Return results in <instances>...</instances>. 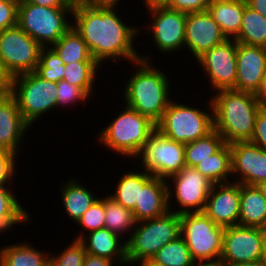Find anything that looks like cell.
I'll return each instance as SVG.
<instances>
[{"label":"cell","mask_w":266,"mask_h":266,"mask_svg":"<svg viewBox=\"0 0 266 266\" xmlns=\"http://www.w3.org/2000/svg\"><path fill=\"white\" fill-rule=\"evenodd\" d=\"M117 8L90 4L73 7L72 26L86 42L92 58L101 67L110 60H114L112 62L116 65L118 59L129 63L140 59V51L135 49L137 47L134 42L141 27L126 23Z\"/></svg>","instance_id":"6da1fadb"},{"label":"cell","mask_w":266,"mask_h":266,"mask_svg":"<svg viewBox=\"0 0 266 266\" xmlns=\"http://www.w3.org/2000/svg\"><path fill=\"white\" fill-rule=\"evenodd\" d=\"M149 54L141 52L140 59L132 62V68H136V71L133 70L132 75L128 76L129 79L126 77L122 91L123 103L157 124L172 100L170 94H173V90L171 77L159 66L157 68L153 65Z\"/></svg>","instance_id":"7a4b0ae2"},{"label":"cell","mask_w":266,"mask_h":266,"mask_svg":"<svg viewBox=\"0 0 266 266\" xmlns=\"http://www.w3.org/2000/svg\"><path fill=\"white\" fill-rule=\"evenodd\" d=\"M208 99L213 108V129L225 143L251 140L260 109L254 93L223 89L212 93Z\"/></svg>","instance_id":"3957f363"},{"label":"cell","mask_w":266,"mask_h":266,"mask_svg":"<svg viewBox=\"0 0 266 266\" xmlns=\"http://www.w3.org/2000/svg\"><path fill=\"white\" fill-rule=\"evenodd\" d=\"M123 109L116 114L105 128L100 129L95 138L100 146L110 149L120 157L135 159L150 135L156 130V124L148 117L123 105ZM102 144V145H101Z\"/></svg>","instance_id":"277c9868"},{"label":"cell","mask_w":266,"mask_h":266,"mask_svg":"<svg viewBox=\"0 0 266 266\" xmlns=\"http://www.w3.org/2000/svg\"><path fill=\"white\" fill-rule=\"evenodd\" d=\"M181 236L180 214H166L138 221L127 245L128 266L150 260L166 244Z\"/></svg>","instance_id":"5b68a950"},{"label":"cell","mask_w":266,"mask_h":266,"mask_svg":"<svg viewBox=\"0 0 266 266\" xmlns=\"http://www.w3.org/2000/svg\"><path fill=\"white\" fill-rule=\"evenodd\" d=\"M172 99L163 113L161 120L156 124L163 136L183 144L195 141L206 136L213 130V108L208 101L207 110L173 101ZM202 109V110H201Z\"/></svg>","instance_id":"8992f818"},{"label":"cell","mask_w":266,"mask_h":266,"mask_svg":"<svg viewBox=\"0 0 266 266\" xmlns=\"http://www.w3.org/2000/svg\"><path fill=\"white\" fill-rule=\"evenodd\" d=\"M72 12L73 7L19 3L17 25L42 47H51L72 26Z\"/></svg>","instance_id":"52a82bcc"},{"label":"cell","mask_w":266,"mask_h":266,"mask_svg":"<svg viewBox=\"0 0 266 266\" xmlns=\"http://www.w3.org/2000/svg\"><path fill=\"white\" fill-rule=\"evenodd\" d=\"M11 95L31 127L46 113L57 109V83L43 79L35 71L14 76Z\"/></svg>","instance_id":"ba28073f"},{"label":"cell","mask_w":266,"mask_h":266,"mask_svg":"<svg viewBox=\"0 0 266 266\" xmlns=\"http://www.w3.org/2000/svg\"><path fill=\"white\" fill-rule=\"evenodd\" d=\"M181 236L193 260L221 258L225 227L215 224L204 212L180 214Z\"/></svg>","instance_id":"9c48e42d"},{"label":"cell","mask_w":266,"mask_h":266,"mask_svg":"<svg viewBox=\"0 0 266 266\" xmlns=\"http://www.w3.org/2000/svg\"><path fill=\"white\" fill-rule=\"evenodd\" d=\"M166 181L168 182L169 211L177 214L204 211L213 183L195 167L185 166L179 173L169 177ZM172 201L174 203L176 201L177 207L173 205Z\"/></svg>","instance_id":"30bf717a"},{"label":"cell","mask_w":266,"mask_h":266,"mask_svg":"<svg viewBox=\"0 0 266 266\" xmlns=\"http://www.w3.org/2000/svg\"><path fill=\"white\" fill-rule=\"evenodd\" d=\"M135 160L152 176L167 180L179 173L185 165V144L163 136L155 130Z\"/></svg>","instance_id":"8fae6325"},{"label":"cell","mask_w":266,"mask_h":266,"mask_svg":"<svg viewBox=\"0 0 266 266\" xmlns=\"http://www.w3.org/2000/svg\"><path fill=\"white\" fill-rule=\"evenodd\" d=\"M41 49L18 25L0 32V61L12 77L34 72Z\"/></svg>","instance_id":"7c38bea8"},{"label":"cell","mask_w":266,"mask_h":266,"mask_svg":"<svg viewBox=\"0 0 266 266\" xmlns=\"http://www.w3.org/2000/svg\"><path fill=\"white\" fill-rule=\"evenodd\" d=\"M149 12L150 20L145 27L139 29L148 30L153 39V46L161 52L159 54H169L183 50L185 45V25L187 14L169 9L167 6L155 7L146 10ZM150 23V24H149Z\"/></svg>","instance_id":"4fadbf2b"},{"label":"cell","mask_w":266,"mask_h":266,"mask_svg":"<svg viewBox=\"0 0 266 266\" xmlns=\"http://www.w3.org/2000/svg\"><path fill=\"white\" fill-rule=\"evenodd\" d=\"M237 42L227 39L224 43L214 46L201 55L197 63L201 71L208 78L211 93L233 89L237 80Z\"/></svg>","instance_id":"5bb4252c"},{"label":"cell","mask_w":266,"mask_h":266,"mask_svg":"<svg viewBox=\"0 0 266 266\" xmlns=\"http://www.w3.org/2000/svg\"><path fill=\"white\" fill-rule=\"evenodd\" d=\"M263 229L240 225L225 227L221 260L226 266L262 260Z\"/></svg>","instance_id":"9a60e30c"},{"label":"cell","mask_w":266,"mask_h":266,"mask_svg":"<svg viewBox=\"0 0 266 266\" xmlns=\"http://www.w3.org/2000/svg\"><path fill=\"white\" fill-rule=\"evenodd\" d=\"M230 148L233 182L256 186L266 181L265 150L250 141L232 143Z\"/></svg>","instance_id":"2e32d148"},{"label":"cell","mask_w":266,"mask_h":266,"mask_svg":"<svg viewBox=\"0 0 266 266\" xmlns=\"http://www.w3.org/2000/svg\"><path fill=\"white\" fill-rule=\"evenodd\" d=\"M226 40V36L208 10L187 14L184 51L187 50L192 59L196 61L206 51Z\"/></svg>","instance_id":"e0dca14e"},{"label":"cell","mask_w":266,"mask_h":266,"mask_svg":"<svg viewBox=\"0 0 266 266\" xmlns=\"http://www.w3.org/2000/svg\"><path fill=\"white\" fill-rule=\"evenodd\" d=\"M222 227L238 225L240 213V183L213 184L203 211Z\"/></svg>","instance_id":"ac0fdd59"},{"label":"cell","mask_w":266,"mask_h":266,"mask_svg":"<svg viewBox=\"0 0 266 266\" xmlns=\"http://www.w3.org/2000/svg\"><path fill=\"white\" fill-rule=\"evenodd\" d=\"M237 80L234 90L254 93L266 75V47L237 42Z\"/></svg>","instance_id":"d6986e66"},{"label":"cell","mask_w":266,"mask_h":266,"mask_svg":"<svg viewBox=\"0 0 266 266\" xmlns=\"http://www.w3.org/2000/svg\"><path fill=\"white\" fill-rule=\"evenodd\" d=\"M30 128L20 113L14 97L10 94L0 98V149L18 157L20 146L24 142L23 137L27 136Z\"/></svg>","instance_id":"ffe728a7"},{"label":"cell","mask_w":266,"mask_h":266,"mask_svg":"<svg viewBox=\"0 0 266 266\" xmlns=\"http://www.w3.org/2000/svg\"><path fill=\"white\" fill-rule=\"evenodd\" d=\"M80 241L87 254L112 260L119 266H128L126 241L108 228L91 231Z\"/></svg>","instance_id":"44dd1931"},{"label":"cell","mask_w":266,"mask_h":266,"mask_svg":"<svg viewBox=\"0 0 266 266\" xmlns=\"http://www.w3.org/2000/svg\"><path fill=\"white\" fill-rule=\"evenodd\" d=\"M169 211L167 181L153 176L140 189L139 204L132 210L136 221L160 217Z\"/></svg>","instance_id":"7402d4cb"},{"label":"cell","mask_w":266,"mask_h":266,"mask_svg":"<svg viewBox=\"0 0 266 266\" xmlns=\"http://www.w3.org/2000/svg\"><path fill=\"white\" fill-rule=\"evenodd\" d=\"M71 178L63 182L64 184H60L59 192L64 213H67L69 220H72L75 224L98 197L97 195L95 196L93 191L88 190L89 188H86V185L81 183V180H76L75 177Z\"/></svg>","instance_id":"603a6c76"},{"label":"cell","mask_w":266,"mask_h":266,"mask_svg":"<svg viewBox=\"0 0 266 266\" xmlns=\"http://www.w3.org/2000/svg\"><path fill=\"white\" fill-rule=\"evenodd\" d=\"M238 225L266 227V198L257 186L240 184V213Z\"/></svg>","instance_id":"cb8c5ba5"},{"label":"cell","mask_w":266,"mask_h":266,"mask_svg":"<svg viewBox=\"0 0 266 266\" xmlns=\"http://www.w3.org/2000/svg\"><path fill=\"white\" fill-rule=\"evenodd\" d=\"M11 185L13 184L0 185V235L16 229V225L25 226L24 224L32 221L30 211L21 205L20 198L15 195L14 185L13 188Z\"/></svg>","instance_id":"d4e9b609"},{"label":"cell","mask_w":266,"mask_h":266,"mask_svg":"<svg viewBox=\"0 0 266 266\" xmlns=\"http://www.w3.org/2000/svg\"><path fill=\"white\" fill-rule=\"evenodd\" d=\"M246 0H215L208 11L227 39H234L241 29Z\"/></svg>","instance_id":"484cf974"},{"label":"cell","mask_w":266,"mask_h":266,"mask_svg":"<svg viewBox=\"0 0 266 266\" xmlns=\"http://www.w3.org/2000/svg\"><path fill=\"white\" fill-rule=\"evenodd\" d=\"M32 243L15 242L0 248V266H49L50 251H40Z\"/></svg>","instance_id":"4316f807"},{"label":"cell","mask_w":266,"mask_h":266,"mask_svg":"<svg viewBox=\"0 0 266 266\" xmlns=\"http://www.w3.org/2000/svg\"><path fill=\"white\" fill-rule=\"evenodd\" d=\"M140 170V171H139ZM142 170V171H141ZM115 191L108 194L116 202L121 204L123 207L133 210L135 204H139L140 189L153 177L151 174L146 172L144 169L139 168L137 170H127L126 173H122L119 176Z\"/></svg>","instance_id":"83f0119b"},{"label":"cell","mask_w":266,"mask_h":266,"mask_svg":"<svg viewBox=\"0 0 266 266\" xmlns=\"http://www.w3.org/2000/svg\"><path fill=\"white\" fill-rule=\"evenodd\" d=\"M104 205L105 228L119 235L127 242L137 223L132 210L123 207L108 194L104 196ZM125 235H128V237Z\"/></svg>","instance_id":"f1b7e54d"},{"label":"cell","mask_w":266,"mask_h":266,"mask_svg":"<svg viewBox=\"0 0 266 266\" xmlns=\"http://www.w3.org/2000/svg\"><path fill=\"white\" fill-rule=\"evenodd\" d=\"M195 168L213 184L232 180V162L230 144H225L208 159L199 162Z\"/></svg>","instance_id":"f546056e"},{"label":"cell","mask_w":266,"mask_h":266,"mask_svg":"<svg viewBox=\"0 0 266 266\" xmlns=\"http://www.w3.org/2000/svg\"><path fill=\"white\" fill-rule=\"evenodd\" d=\"M101 66L96 61H78L64 65V81L83 89L90 97L94 96L96 80ZM94 88V89H93Z\"/></svg>","instance_id":"4dcf8cb0"},{"label":"cell","mask_w":266,"mask_h":266,"mask_svg":"<svg viewBox=\"0 0 266 266\" xmlns=\"http://www.w3.org/2000/svg\"><path fill=\"white\" fill-rule=\"evenodd\" d=\"M64 64L78 61H95L81 35L73 26L51 46Z\"/></svg>","instance_id":"1f68e13d"},{"label":"cell","mask_w":266,"mask_h":266,"mask_svg":"<svg viewBox=\"0 0 266 266\" xmlns=\"http://www.w3.org/2000/svg\"><path fill=\"white\" fill-rule=\"evenodd\" d=\"M234 40L246 45L266 47V18L246 6L241 29Z\"/></svg>","instance_id":"d6a6232c"},{"label":"cell","mask_w":266,"mask_h":266,"mask_svg":"<svg viewBox=\"0 0 266 266\" xmlns=\"http://www.w3.org/2000/svg\"><path fill=\"white\" fill-rule=\"evenodd\" d=\"M222 136L213 129L206 136L185 144V165L195 167L199 162L208 159L224 145Z\"/></svg>","instance_id":"836d02e7"},{"label":"cell","mask_w":266,"mask_h":266,"mask_svg":"<svg viewBox=\"0 0 266 266\" xmlns=\"http://www.w3.org/2000/svg\"><path fill=\"white\" fill-rule=\"evenodd\" d=\"M151 260L163 266H190L194 261L182 236L164 245Z\"/></svg>","instance_id":"e575fe53"},{"label":"cell","mask_w":266,"mask_h":266,"mask_svg":"<svg viewBox=\"0 0 266 266\" xmlns=\"http://www.w3.org/2000/svg\"><path fill=\"white\" fill-rule=\"evenodd\" d=\"M64 65L52 47H42L35 72L47 81L58 83L63 79Z\"/></svg>","instance_id":"d590c367"},{"label":"cell","mask_w":266,"mask_h":266,"mask_svg":"<svg viewBox=\"0 0 266 266\" xmlns=\"http://www.w3.org/2000/svg\"><path fill=\"white\" fill-rule=\"evenodd\" d=\"M83 231L78 232L75 235L76 240H80L85 234L105 228V205L104 196H100L96 201L93 202L91 207L77 220L75 223Z\"/></svg>","instance_id":"8d00e7d4"},{"label":"cell","mask_w":266,"mask_h":266,"mask_svg":"<svg viewBox=\"0 0 266 266\" xmlns=\"http://www.w3.org/2000/svg\"><path fill=\"white\" fill-rule=\"evenodd\" d=\"M59 253H50L49 266H83L86 256L84 244L80 240H72Z\"/></svg>","instance_id":"74e56055"},{"label":"cell","mask_w":266,"mask_h":266,"mask_svg":"<svg viewBox=\"0 0 266 266\" xmlns=\"http://www.w3.org/2000/svg\"><path fill=\"white\" fill-rule=\"evenodd\" d=\"M57 108H70L79 103L87 104L91 97L81 88L61 80L57 83ZM87 102V103H86ZM75 104V105H74Z\"/></svg>","instance_id":"f35d334b"},{"label":"cell","mask_w":266,"mask_h":266,"mask_svg":"<svg viewBox=\"0 0 266 266\" xmlns=\"http://www.w3.org/2000/svg\"><path fill=\"white\" fill-rule=\"evenodd\" d=\"M17 158L16 155L0 149V185L13 184L12 182L15 181L18 166L16 163L19 160Z\"/></svg>","instance_id":"ab89813d"},{"label":"cell","mask_w":266,"mask_h":266,"mask_svg":"<svg viewBox=\"0 0 266 266\" xmlns=\"http://www.w3.org/2000/svg\"><path fill=\"white\" fill-rule=\"evenodd\" d=\"M215 0H170L167 7L183 13L207 11Z\"/></svg>","instance_id":"60d3db41"},{"label":"cell","mask_w":266,"mask_h":266,"mask_svg":"<svg viewBox=\"0 0 266 266\" xmlns=\"http://www.w3.org/2000/svg\"><path fill=\"white\" fill-rule=\"evenodd\" d=\"M18 4L0 0V32L17 25Z\"/></svg>","instance_id":"b9f144b4"},{"label":"cell","mask_w":266,"mask_h":266,"mask_svg":"<svg viewBox=\"0 0 266 266\" xmlns=\"http://www.w3.org/2000/svg\"><path fill=\"white\" fill-rule=\"evenodd\" d=\"M250 142L266 151V109H259L256 115L254 131Z\"/></svg>","instance_id":"7bdbcfd3"},{"label":"cell","mask_w":266,"mask_h":266,"mask_svg":"<svg viewBox=\"0 0 266 266\" xmlns=\"http://www.w3.org/2000/svg\"><path fill=\"white\" fill-rule=\"evenodd\" d=\"M13 77L0 61V98L11 94Z\"/></svg>","instance_id":"ee69618b"},{"label":"cell","mask_w":266,"mask_h":266,"mask_svg":"<svg viewBox=\"0 0 266 266\" xmlns=\"http://www.w3.org/2000/svg\"><path fill=\"white\" fill-rule=\"evenodd\" d=\"M118 266V264L112 260L86 254L83 266Z\"/></svg>","instance_id":"f6af8a7d"},{"label":"cell","mask_w":266,"mask_h":266,"mask_svg":"<svg viewBox=\"0 0 266 266\" xmlns=\"http://www.w3.org/2000/svg\"><path fill=\"white\" fill-rule=\"evenodd\" d=\"M20 3H32L44 7H73L67 4L64 0H21Z\"/></svg>","instance_id":"bcb514c9"},{"label":"cell","mask_w":266,"mask_h":266,"mask_svg":"<svg viewBox=\"0 0 266 266\" xmlns=\"http://www.w3.org/2000/svg\"><path fill=\"white\" fill-rule=\"evenodd\" d=\"M255 97L260 109H266V75L260 88L255 92Z\"/></svg>","instance_id":"7dc6e473"},{"label":"cell","mask_w":266,"mask_h":266,"mask_svg":"<svg viewBox=\"0 0 266 266\" xmlns=\"http://www.w3.org/2000/svg\"><path fill=\"white\" fill-rule=\"evenodd\" d=\"M247 6L266 18V0H246Z\"/></svg>","instance_id":"c3c4849f"},{"label":"cell","mask_w":266,"mask_h":266,"mask_svg":"<svg viewBox=\"0 0 266 266\" xmlns=\"http://www.w3.org/2000/svg\"><path fill=\"white\" fill-rule=\"evenodd\" d=\"M190 266H226L221 259L217 260H194Z\"/></svg>","instance_id":"681fc988"},{"label":"cell","mask_w":266,"mask_h":266,"mask_svg":"<svg viewBox=\"0 0 266 266\" xmlns=\"http://www.w3.org/2000/svg\"><path fill=\"white\" fill-rule=\"evenodd\" d=\"M143 6L145 5V8L151 9L155 7H164L167 6L170 0H143Z\"/></svg>","instance_id":"f907efd6"},{"label":"cell","mask_w":266,"mask_h":266,"mask_svg":"<svg viewBox=\"0 0 266 266\" xmlns=\"http://www.w3.org/2000/svg\"><path fill=\"white\" fill-rule=\"evenodd\" d=\"M121 0H87V4L96 6H117L120 5Z\"/></svg>","instance_id":"816d5d0a"},{"label":"cell","mask_w":266,"mask_h":266,"mask_svg":"<svg viewBox=\"0 0 266 266\" xmlns=\"http://www.w3.org/2000/svg\"><path fill=\"white\" fill-rule=\"evenodd\" d=\"M229 266H266V262H264L263 260H256L252 262L237 263Z\"/></svg>","instance_id":"f5cc1de1"},{"label":"cell","mask_w":266,"mask_h":266,"mask_svg":"<svg viewBox=\"0 0 266 266\" xmlns=\"http://www.w3.org/2000/svg\"><path fill=\"white\" fill-rule=\"evenodd\" d=\"M64 1L73 7L77 5L87 4V0H64Z\"/></svg>","instance_id":"db71d44e"},{"label":"cell","mask_w":266,"mask_h":266,"mask_svg":"<svg viewBox=\"0 0 266 266\" xmlns=\"http://www.w3.org/2000/svg\"><path fill=\"white\" fill-rule=\"evenodd\" d=\"M263 256L262 260L266 262V227L263 228Z\"/></svg>","instance_id":"11a10c76"},{"label":"cell","mask_w":266,"mask_h":266,"mask_svg":"<svg viewBox=\"0 0 266 266\" xmlns=\"http://www.w3.org/2000/svg\"><path fill=\"white\" fill-rule=\"evenodd\" d=\"M138 266H163L153 262L151 259L138 263Z\"/></svg>","instance_id":"9f6ffc18"},{"label":"cell","mask_w":266,"mask_h":266,"mask_svg":"<svg viewBox=\"0 0 266 266\" xmlns=\"http://www.w3.org/2000/svg\"><path fill=\"white\" fill-rule=\"evenodd\" d=\"M258 189L261 191L262 195L266 198V181L259 183L256 185Z\"/></svg>","instance_id":"6f0895ef"},{"label":"cell","mask_w":266,"mask_h":266,"mask_svg":"<svg viewBox=\"0 0 266 266\" xmlns=\"http://www.w3.org/2000/svg\"><path fill=\"white\" fill-rule=\"evenodd\" d=\"M5 1H9V2H12V3H17L18 5L21 2V0H5Z\"/></svg>","instance_id":"680465c9"}]
</instances>
